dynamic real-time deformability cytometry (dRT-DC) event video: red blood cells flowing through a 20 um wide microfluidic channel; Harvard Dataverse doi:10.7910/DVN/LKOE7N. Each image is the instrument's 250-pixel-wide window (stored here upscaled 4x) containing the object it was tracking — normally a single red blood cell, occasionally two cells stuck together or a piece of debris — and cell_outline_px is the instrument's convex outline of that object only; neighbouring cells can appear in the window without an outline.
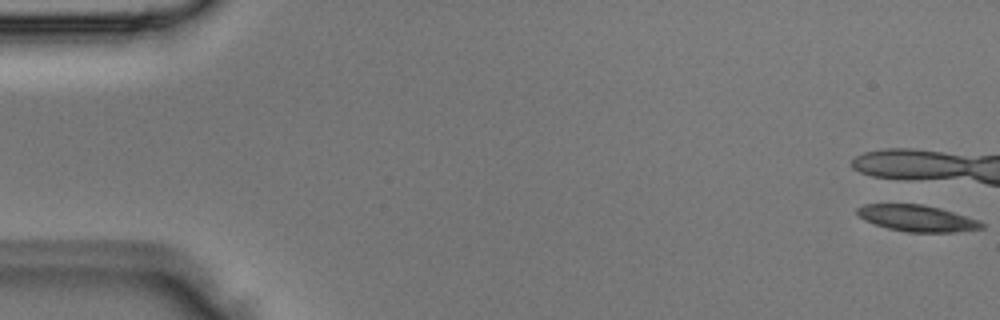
{"species": "Egyptian fruit bat (a non-hibernating species)", "species_latin": "Rousettus aegyptiacus", "temperature_condition": "room temperature", "stored_images_in_passage": 5, "camera_frame_rate_fps": 3000, "um_per_image_px": 0.085, "animal": {"sex": "male"}, "frame": {"image": 1, "passage_image": 5, "time_ms": 1.333, "image_size_px": [1000, 320], "cell_outline_px": [[984, 228], [956, 232], [908, 232], [888, 228], [864, 220], [856, 212], [856, 208], [864, 204], [924, 204], [940, 208], [980, 220], [984, 224]], "centroid_in_image_um": [77.97, 18.55], "position_along_channel_um": 7.0, "area_um2": 19.13}}